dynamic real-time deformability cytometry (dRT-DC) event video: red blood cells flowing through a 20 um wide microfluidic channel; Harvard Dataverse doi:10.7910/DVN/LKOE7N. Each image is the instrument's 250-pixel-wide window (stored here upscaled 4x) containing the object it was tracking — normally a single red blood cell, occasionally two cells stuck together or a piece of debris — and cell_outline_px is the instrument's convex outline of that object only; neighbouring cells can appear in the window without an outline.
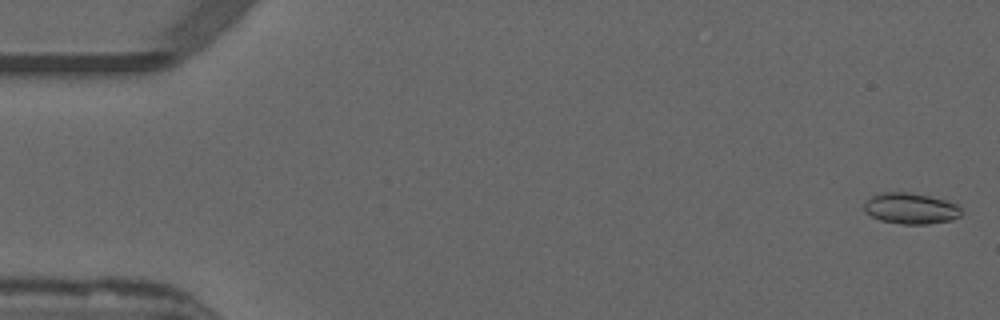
{"species": "common noctule bat (a hibernating species)", "species_latin": "Nyctalus noctula", "temperature_condition": "warm", "stored_images_in_passage": 7, "camera_frame_rate_fps": 3000, "um_per_image_px": 0.085, "animal": {"sex": "male", "forearm_length_mm": 52.5}, "frame": {"image": 1, "passage_image": 1, "time_ms": 0.0, "image_size_px": [1000, 320], "cell_outline_px": [[964, 212], [960, 216], [952, 220], [928, 224], [904, 224], [880, 220], [864, 212], [864, 204], [872, 196], [884, 192], [908, 192], [928, 196], [944, 200], [956, 204]], "centroid_in_image_um": [77.43, 17.73], "position_along_channel_um": 7.6, "area_um2": 17.46}}